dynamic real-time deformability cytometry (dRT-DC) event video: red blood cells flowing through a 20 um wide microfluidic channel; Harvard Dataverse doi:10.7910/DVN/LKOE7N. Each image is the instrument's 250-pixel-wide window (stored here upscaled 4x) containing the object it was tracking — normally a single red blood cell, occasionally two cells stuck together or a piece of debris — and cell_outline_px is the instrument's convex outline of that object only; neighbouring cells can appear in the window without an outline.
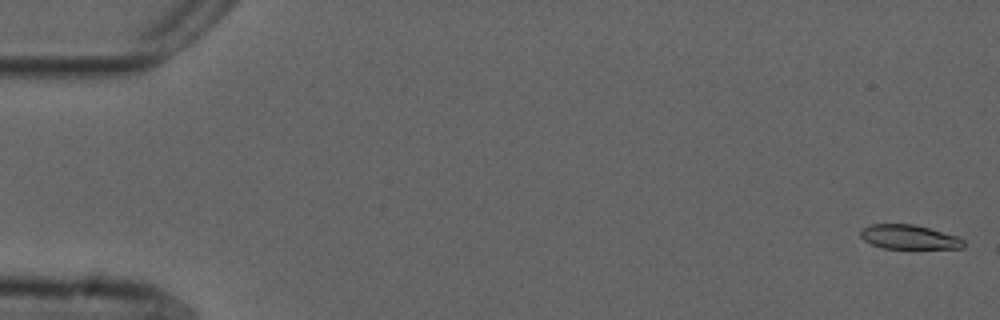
{"species": "common noctule bat (a hibernating species)", "species_latin": "Nyctalus noctula", "temperature_condition": "cold", "stored_images_in_passage": 10, "camera_frame_rate_fps": 3000, "um_per_image_px": 0.085, "animal": {"sex": "male", "forearm_length_mm": 52.5}, "frame": {"image": 1, "passage_image": 1, "time_ms": 0.0, "image_size_px": [1000, 320], "cell_outline_px": [[964, 248], [884, 248], [872, 244], [864, 240], [860, 236], [860, 228], [872, 224], [912, 224], [928, 228], [956, 236], [964, 240]], "centroid_in_image_um": [77.23, 20.14], "position_along_channel_um": 7.8, "area_um2": 14.39}}